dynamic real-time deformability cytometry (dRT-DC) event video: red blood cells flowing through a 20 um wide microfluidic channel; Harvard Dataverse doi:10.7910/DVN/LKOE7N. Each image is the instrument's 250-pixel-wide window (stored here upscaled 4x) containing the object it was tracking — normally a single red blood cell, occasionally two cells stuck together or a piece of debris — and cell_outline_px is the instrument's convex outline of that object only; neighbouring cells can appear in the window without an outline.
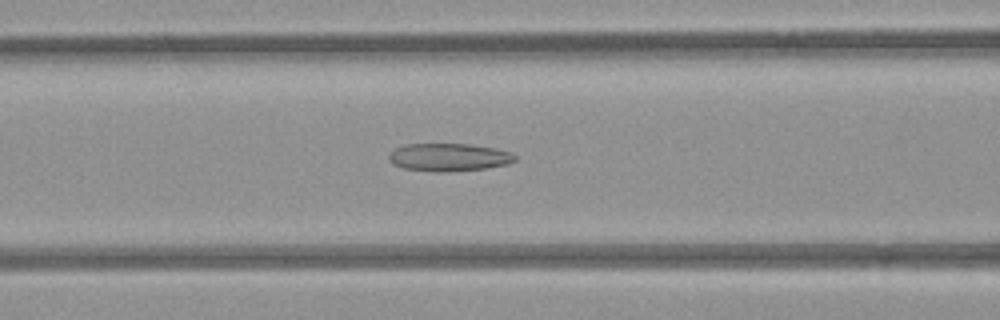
{"species": "common noctule bat (a hibernating species)", "species_latin": "Nyctalus noctula", "temperature_condition": "room temperature", "stored_images_in_passage": 52, "camera_frame_rate_fps": 3000, "um_per_image_px": 0.085, "animal": {"sex": "female", "body_mass_g": 21.9}, "frame": {"image": 1, "passage_image": 21, "time_ms": 6.667, "image_size_px": [1000, 320], "cell_outline_px": [[516, 160], [508, 164], [484, 168], [444, 172], [436, 172], [404, 168], [392, 164], [388, 160], [388, 156], [396, 148], [404, 144], [468, 144], [496, 148], [512, 152], [516, 156]], "centroid_in_image_um": [38.16, 13.36], "position_along_channel_um": 128.4, "area_um2": 20.46}}
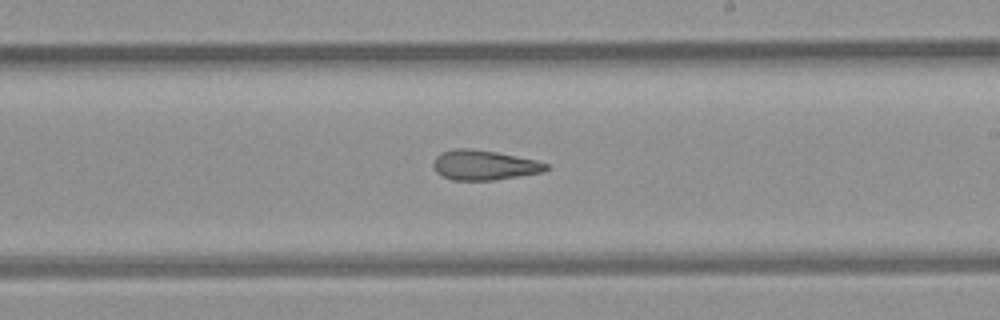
{"frame": {"image": 2, "passage_image": 30, "time_ms": 9.667, "image_size_px": [1000, 320], "cell_outline_px": [[548, 168], [544, 172], [492, 180], [452, 180], [436, 172], [432, 164], [436, 156], [440, 152], [456, 148], [468, 148], [496, 152], [536, 160], [548, 164]], "centroid_in_image_um": [41.13, 14.03], "position_along_channel_um": 247.9, "area_um2": 19.54}}
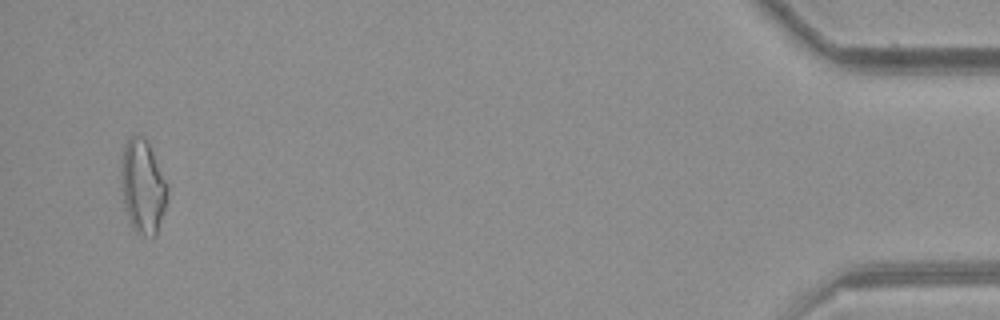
{"frame": {"image": 3, "passage_image": 50, "time_ms": 16.333, "image_size_px": [1000, 320], "cell_outline_px": [[168, 196], [156, 236], [144, 236], [136, 232], [132, 228], [124, 208], [120, 188], [120, 160], [124, 144], [128, 136], [144, 136], [148, 140], [168, 184]], "centroid_in_image_um": [12.11, 15.82], "position_along_channel_um": 423.1, "area_um2": 26.13}, "authors_computed_cell_mechanics": {"area_um2": 21.3282, "velocity_mm_per_s": 3.9723, "shape_relaxation_time_tau1_ms": null, "shape_relaxation_time_tau2_ms": 4.2255, "deformation_change_tau1": null, "deformation_change_tau2": 0.1504}}